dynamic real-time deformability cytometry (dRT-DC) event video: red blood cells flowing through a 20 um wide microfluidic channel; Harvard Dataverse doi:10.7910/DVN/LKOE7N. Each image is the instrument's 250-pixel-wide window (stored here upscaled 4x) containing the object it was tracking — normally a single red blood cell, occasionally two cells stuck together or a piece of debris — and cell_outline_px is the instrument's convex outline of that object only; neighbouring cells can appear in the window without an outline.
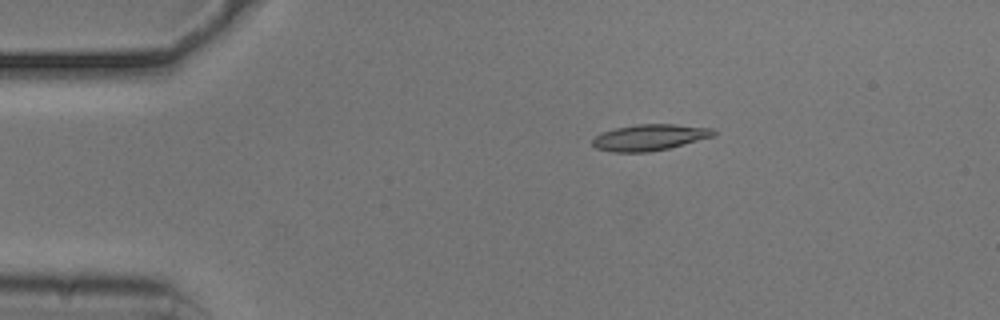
{"species": "common noctule bat (a hibernating species)", "species_latin": "Nyctalus noctula", "temperature_condition": "cold", "stored_images_in_passage": 45, "camera_frame_rate_fps": 3000, "um_per_image_px": 0.085, "animal": {"sex": "male", "body_mass_g": 20.5, "forearm_length_mm": 52.5}, "frame": {"image": 1, "passage_image": 1, "time_ms": 0.0, "image_size_px": [1000, 320], "cell_outline_px": [[716, 136], [668, 148], [648, 152], [612, 152], [596, 148], [592, 144], [592, 140], [600, 132], [616, 128], [636, 124], [676, 124], [712, 128], [716, 132]], "centroid_in_image_um": [55.22, 11.67], "position_along_channel_um": 29.8, "area_um2": 18.55}}
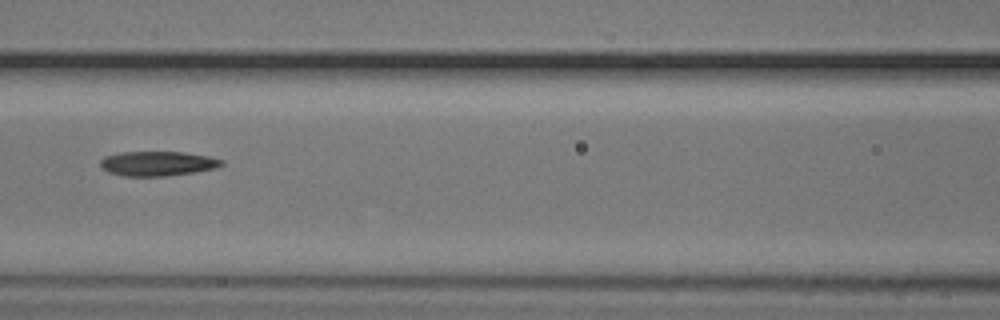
{"frame": {"image": 2, "passage_image": 15, "time_ms": 4.667, "image_size_px": [1000, 320], "cell_outline_px": [[224, 164], [216, 168], [196, 172], [164, 176], [124, 176], [108, 172], [100, 164], [100, 160], [104, 156], [120, 152], [184, 152], [208, 156], [224, 160]], "centroid_in_image_um": [13.41, 13.9], "position_along_channel_um": 153.2, "area_um2": 17.46}}
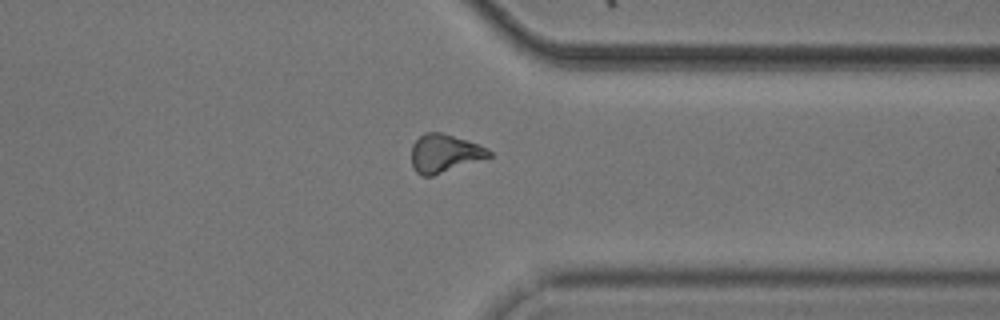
{"frame": {"image": 3, "passage_image": 33, "time_ms": 10.667, "image_size_px": [1000, 320], "cell_outline_px": [[492, 156], [432, 176], [424, 176], [416, 172], [412, 168], [412, 144], [424, 132], [440, 132], [468, 140], [480, 144], [488, 148], [492, 152]], "centroid_in_image_um": [37.79, 13.02], "position_along_channel_um": 373.6, "area_um2": 17.28}, "authors_computed_cell_mechanics": {"area_um2": 17.4556, "velocity_mm_per_s": 3.7282, "shape_relaxation_time_tau1_ms": 5.4369, "shape_relaxation_time_tau2_ms": 5.3479, "deformation_change_tau1": 0.1298, "deformation_change_tau2": 0.1169}}